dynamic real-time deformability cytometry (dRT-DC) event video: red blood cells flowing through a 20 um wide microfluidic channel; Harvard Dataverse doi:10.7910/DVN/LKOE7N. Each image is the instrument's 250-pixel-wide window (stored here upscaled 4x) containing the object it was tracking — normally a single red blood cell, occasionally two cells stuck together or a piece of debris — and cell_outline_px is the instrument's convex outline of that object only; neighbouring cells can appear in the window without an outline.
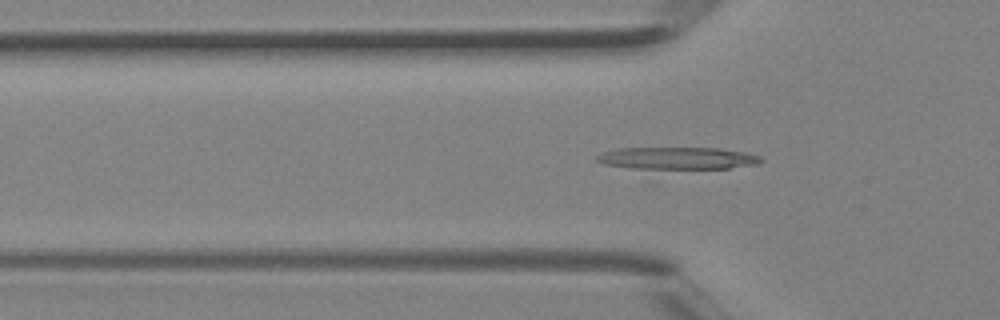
{"species": "Egyptian fruit bat (a non-hibernating species)", "species_latin": "Rousettus aegyptiacus", "temperature_condition": "room temperature", "stored_images_in_passage": 40, "camera_frame_rate_fps": 3000, "um_per_image_px": 0.085, "animal": {"sex": "female"}, "frame": {"image": 1, "passage_image": 14, "time_ms": 4.333, "image_size_px": [1000, 320], "cell_outline_px": [[764, 160], [756, 164], [728, 168], [632, 168], [604, 164], [596, 160], [596, 156], [604, 152], [620, 148], [716, 148], [744, 152], [760, 156]], "centroid_in_image_um": [57.59, 13.44], "position_along_channel_um": 68.2, "area_um2": 20.81}}
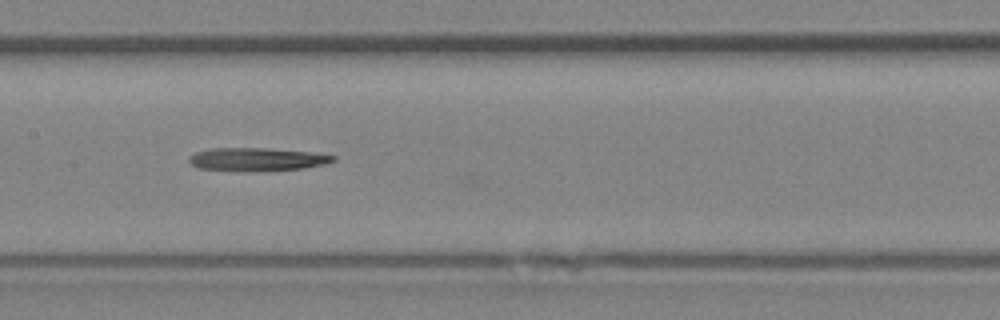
{"frame": {"image": 2, "passage_image": 21, "time_ms": 6.667, "image_size_px": [1000, 320], "cell_outline_px": [[336, 160], [324, 164], [304, 168], [268, 172], [200, 168], [192, 164], [188, 160], [188, 156], [196, 152], [208, 148], [264, 148], [308, 152], [336, 156]], "centroid_in_image_um": [21.84, 13.55], "position_along_channel_um": 185.6, "area_um2": 19.42}}
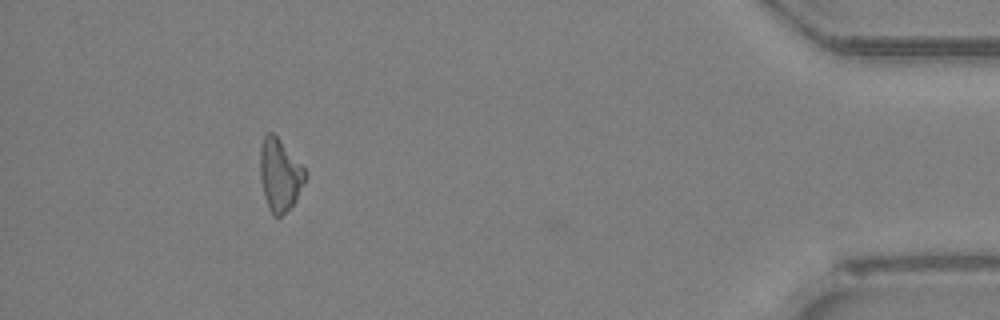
{"frame": {"image": 3, "passage_image": 38, "time_ms": 12.333, "image_size_px": [1000, 320], "cell_outline_px": [[308, 176], [296, 200], [280, 216], [272, 216], [268, 208], [264, 196], [260, 176], [260, 148], [264, 136], [268, 132], [272, 132], [280, 140], [308, 172]], "centroid_in_image_um": [23.79, 14.87], "position_along_channel_um": 411.4, "area_um2": 18.96}}